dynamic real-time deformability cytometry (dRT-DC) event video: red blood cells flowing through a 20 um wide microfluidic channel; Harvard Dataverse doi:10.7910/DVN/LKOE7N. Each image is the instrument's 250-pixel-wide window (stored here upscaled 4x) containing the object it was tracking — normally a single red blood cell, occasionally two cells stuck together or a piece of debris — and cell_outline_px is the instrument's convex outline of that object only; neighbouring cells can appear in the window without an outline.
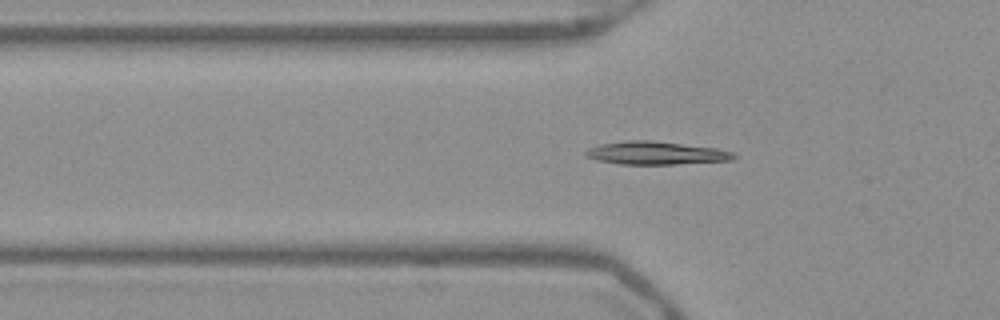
{"species": "Egyptian fruit bat (a non-hibernating species)", "species_latin": "Rousettus aegyptiacus", "temperature_condition": "warm", "stored_images_in_passage": 45, "camera_frame_rate_fps": 3000, "um_per_image_px": 0.085, "frame": {"image": 1, "passage_image": 10, "time_ms": 3.0, "image_size_px": [1000, 320], "cell_outline_px": [[736, 156], [732, 160], [676, 164], [620, 164], [596, 160], [584, 156], [584, 152], [588, 148], [600, 144], [628, 140], [648, 140], [716, 148], [732, 152]], "centroid_in_image_um": [55.7, 13.01], "position_along_channel_um": 70.1, "area_um2": 19.77}}
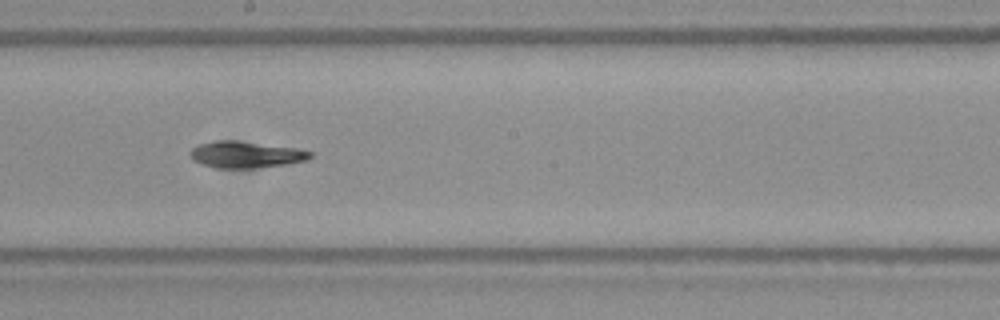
{"frame": {"image": 2, "passage_image": 22, "time_ms": 7.0, "image_size_px": [1000, 320], "cell_outline_px": [[312, 156], [308, 160], [288, 164], [252, 168], [216, 168], [200, 164], [192, 160], [188, 152], [192, 148], [200, 144], [216, 140], [232, 140], [296, 148], [312, 152]], "centroid_in_image_um": [20.86, 13.15], "position_along_channel_um": 227.3, "area_um2": 18.61}}
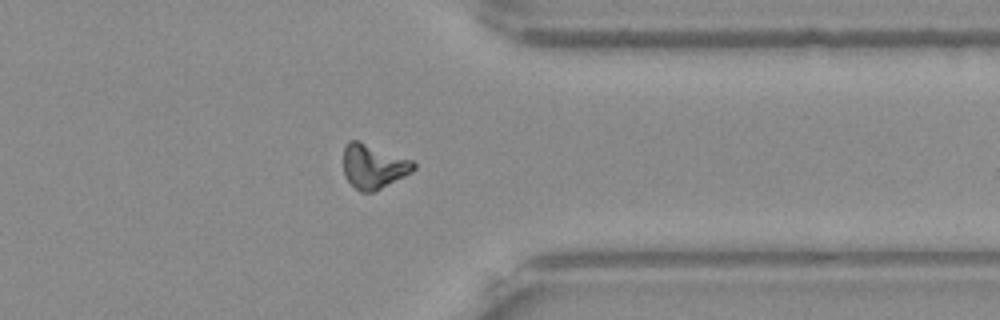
{"frame": {"image": 3, "passage_image": 34, "time_ms": 11.0, "image_size_px": [1000, 320], "cell_outline_px": [[416, 168], [412, 172], [376, 192], [360, 192], [344, 176], [344, 148], [348, 140], [356, 140], [412, 160], [416, 164]], "centroid_in_image_um": [31.75, 14.16], "position_along_channel_um": 379.6, "area_um2": 18.09}, "authors_computed_cell_mechanics": {"area_um2": 17.918, "velocity_mm_per_s": 3.923, "shape_relaxation_time_tau1_ms": 6.2807, "shape_relaxation_time_tau2_ms": null, "deformation_change_tau1": 0.2218, "deformation_change_tau2": null}}